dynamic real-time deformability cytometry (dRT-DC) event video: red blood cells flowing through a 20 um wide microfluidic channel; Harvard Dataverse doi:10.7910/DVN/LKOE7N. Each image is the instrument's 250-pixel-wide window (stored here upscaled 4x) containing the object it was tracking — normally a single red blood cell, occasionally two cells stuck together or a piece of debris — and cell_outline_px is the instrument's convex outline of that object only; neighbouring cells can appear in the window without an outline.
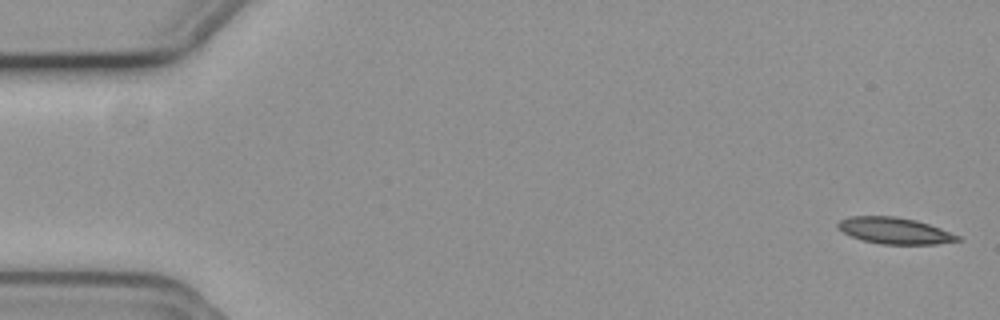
{"species": "common noctule bat (a hibernating species)", "species_latin": "Nyctalus noctula", "temperature_condition": "cold", "stored_images_in_passage": 14, "camera_frame_rate_fps": 3000, "um_per_image_px": 0.085, "animal": {"sex": "female", "body_mass_g": 19.3, "forearm_length_mm": 54.1}, "frame": {"image": 1, "passage_image": 1, "time_ms": 0.0, "image_size_px": [1000, 320], "cell_outline_px": [[964, 240], [936, 244], [880, 244], [860, 240], [836, 228], [836, 224], [840, 220], [848, 216], [892, 216], [916, 220], [940, 228], [960, 236]], "centroid_in_image_um": [76.03, 19.61], "position_along_channel_um": 9.0, "area_um2": 18.5}}
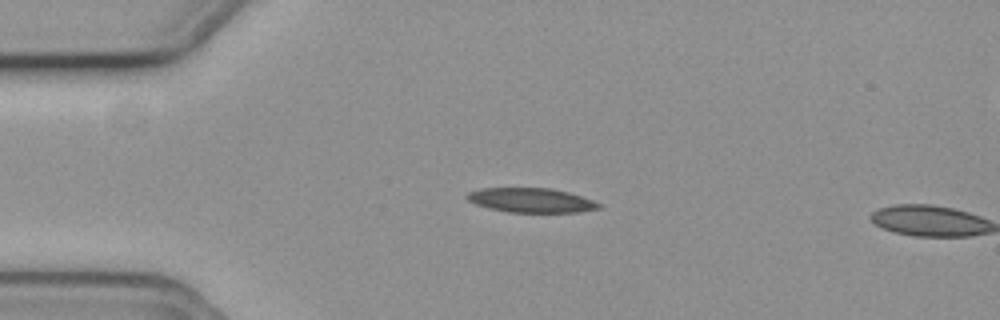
{"frame": {"image": 2, "passage_image": 13, "time_ms": 4.0, "image_size_px": [1000, 320], "cell_outline_px": [[600, 208], [580, 212], [508, 212], [488, 208], [476, 204], [468, 200], [464, 196], [468, 192], [480, 188], [552, 188], [568, 192], [592, 200], [600, 204]], "centroid_in_image_um": [45.1, 17.02], "position_along_channel_um": 39.9, "area_um2": 18.73}}